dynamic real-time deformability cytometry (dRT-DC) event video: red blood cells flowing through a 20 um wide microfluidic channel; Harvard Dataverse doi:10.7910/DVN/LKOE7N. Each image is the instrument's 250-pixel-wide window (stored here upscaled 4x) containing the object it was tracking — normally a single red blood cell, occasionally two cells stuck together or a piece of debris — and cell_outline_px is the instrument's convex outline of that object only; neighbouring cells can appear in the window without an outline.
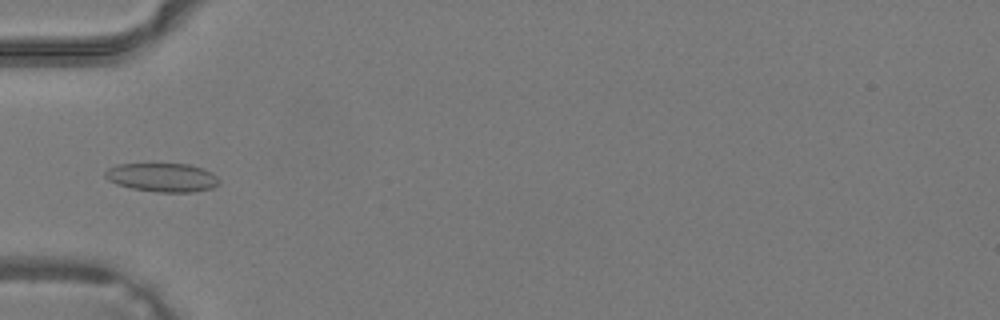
{"species": "common noctule bat (a hibernating species)", "species_latin": "Nyctalus noctula", "temperature_condition": "warm", "stored_images_in_passage": 41, "camera_frame_rate_fps": 3000, "um_per_image_px": 0.085, "animal": {"sex": "male", "body_mass_g": 19.2, "forearm_length_mm": 51.8}, "frame": {"image": 1, "passage_image": 15, "time_ms": 4.667, "image_size_px": [1000, 320], "cell_outline_px": [[220, 184], [212, 188], [192, 192], [156, 192], [132, 188], [116, 184], [108, 180], [104, 176], [104, 172], [108, 168], [116, 164], [188, 164], [204, 168], [212, 172], [220, 180]], "centroid_in_image_um": [13.81, 15.08], "position_along_channel_um": 71.2, "area_um2": 19.25}}
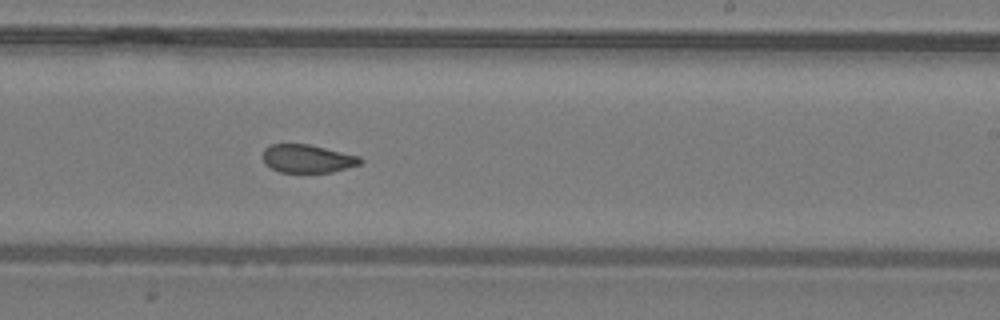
{"frame": {"image": 2, "passage_image": 26, "time_ms": 8.333, "image_size_px": [1000, 320], "cell_outline_px": [[364, 160], [360, 164], [348, 168], [332, 172], [280, 172], [272, 168], [264, 160], [264, 148], [272, 144], [308, 144], [360, 156]], "centroid_in_image_um": [26.18, 13.48], "position_along_channel_um": 262.8, "area_um2": 15.84}}
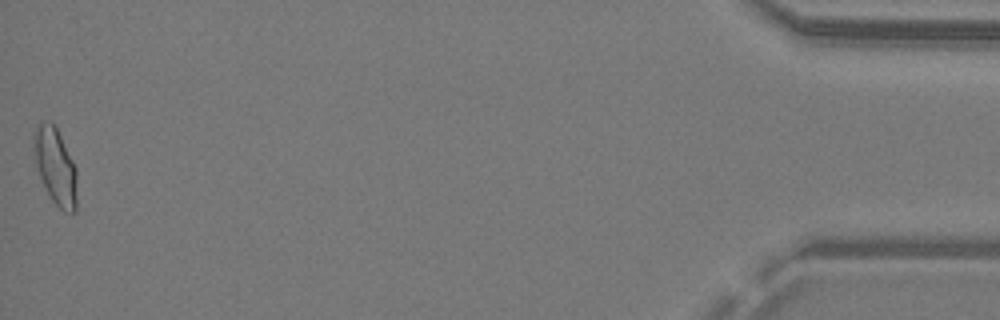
{"frame": {"image": 3, "passage_image": 41, "time_ms": 13.333, "image_size_px": [1000, 320], "cell_outline_px": [[76, 212], [64, 212], [48, 196], [40, 176], [36, 164], [32, 148], [32, 132], [40, 120], [52, 124], [56, 128], [76, 168]], "centroid_in_image_um": [4.67, 14.13], "position_along_channel_um": 430.5, "area_um2": 19.25}}